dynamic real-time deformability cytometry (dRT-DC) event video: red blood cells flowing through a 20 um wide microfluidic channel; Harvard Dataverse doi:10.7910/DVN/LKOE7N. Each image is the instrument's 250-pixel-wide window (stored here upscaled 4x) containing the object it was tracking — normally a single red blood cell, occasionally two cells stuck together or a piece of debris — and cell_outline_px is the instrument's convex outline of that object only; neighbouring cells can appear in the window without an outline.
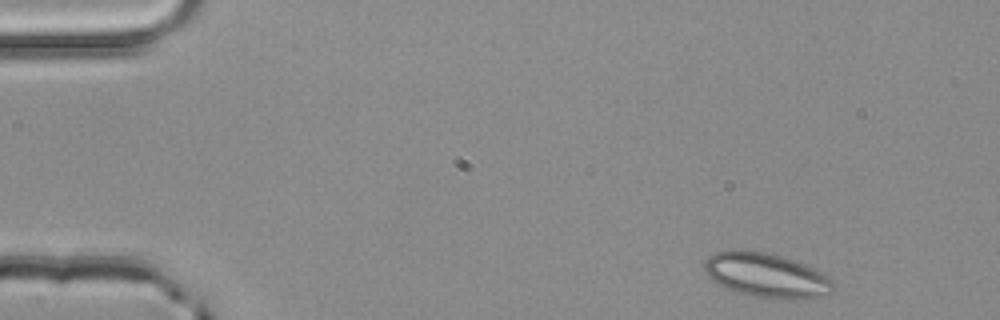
{"species": "common noctule bat (a hibernating species)", "species_latin": "Nyctalus noctula", "temperature_condition": "room temperature", "stored_images_in_passage": 47, "camera_frame_rate_fps": 3000, "um_per_image_px": 0.085, "animal": {"sex": "male", "body_mass_g": 20.4}, "frame": {"image": 1, "passage_image": 1, "time_ms": 0.0, "image_size_px": [1000, 320], "cell_outline_px": [[836, 284], [832, 292], [824, 296], [804, 300], [788, 300], [756, 296], [736, 292], [724, 288], [712, 280], [704, 272], [704, 260], [708, 256], [716, 252], [732, 248], [764, 252], [780, 256], [804, 264], [812, 268], [832, 280]], "centroid_in_image_um": [65.12, 23.41], "position_along_channel_um": 19.9, "area_um2": 33.76}}
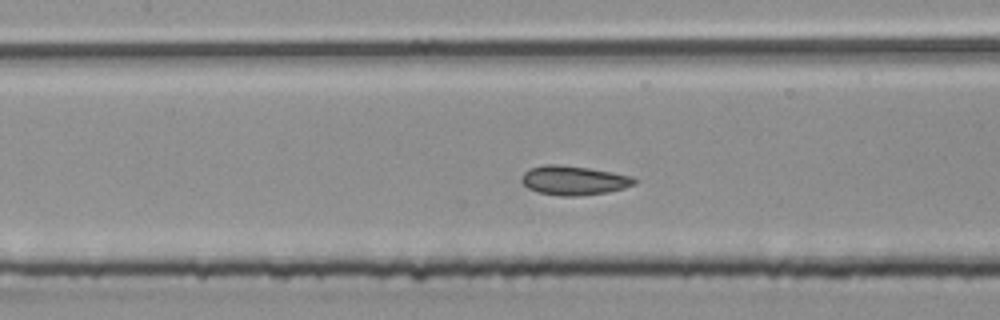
{"frame": {"image": 2, "passage_image": 19, "time_ms": 6.0, "image_size_px": [1000, 320], "cell_outline_px": [[636, 184], [624, 188], [608, 192], [580, 196], [560, 196], [536, 192], [528, 188], [520, 180], [524, 172], [528, 168], [544, 164], [560, 164], [588, 168], [612, 172], [632, 176], [636, 180]], "centroid_in_image_um": [48.74, 15.33], "position_along_channel_um": 158.7, "area_um2": 19.42}}
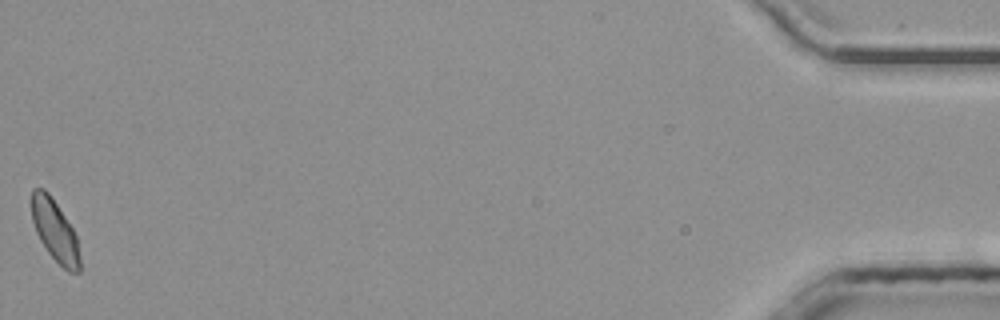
{"frame": {"image": 3, "passage_image": 47, "time_ms": 15.333, "image_size_px": [1000, 320], "cell_outline_px": [[80, 272], [68, 272], [48, 252], [40, 240], [36, 232], [32, 220], [32, 188], [44, 188], [48, 192], [72, 228], [76, 236], [80, 256]], "centroid_in_image_um": [4.67, 19.62], "position_along_channel_um": 430.5, "area_um2": 16.99}, "authors_computed_cell_mechanics": {"area_um2": 18.4382, "velocity_mm_per_s": 4.0258, "shape_relaxation_time_tau1_ms": 8.62, "shape_relaxation_time_tau2_ms": 2.3986, "deformation_change_tau1": 0.0984, "deformation_change_tau2": 0.0614}}